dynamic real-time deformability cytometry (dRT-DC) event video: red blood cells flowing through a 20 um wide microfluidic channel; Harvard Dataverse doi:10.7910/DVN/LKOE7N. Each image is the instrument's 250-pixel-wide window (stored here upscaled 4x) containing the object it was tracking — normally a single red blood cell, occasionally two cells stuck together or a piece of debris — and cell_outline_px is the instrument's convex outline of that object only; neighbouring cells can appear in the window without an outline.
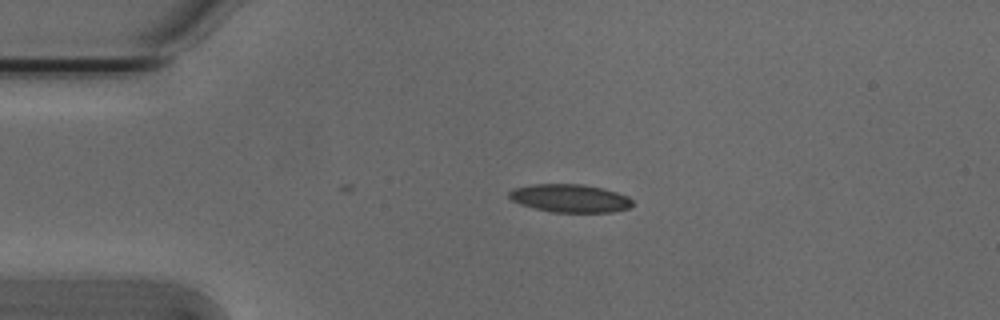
{"species": "Egyptian fruit bat (a non-hibernating species)", "species_latin": "Rousettus aegyptiacus", "temperature_condition": "cold", "stored_images_in_passage": 26, "camera_frame_rate_fps": 3000, "um_per_image_px": 0.085, "animal": {"sex": "male"}, "frame": {"image": 1, "passage_image": 1, "time_ms": 0.0, "image_size_px": [1000, 320], "cell_outline_px": [[632, 204], [628, 208], [612, 212], [552, 212], [520, 204], [512, 200], [508, 196], [508, 192], [512, 188], [532, 184], [580, 184], [604, 188], [628, 196], [632, 200]], "centroid_in_image_um": [48.43, 16.84], "position_along_channel_um": 36.6, "area_um2": 20.17}}
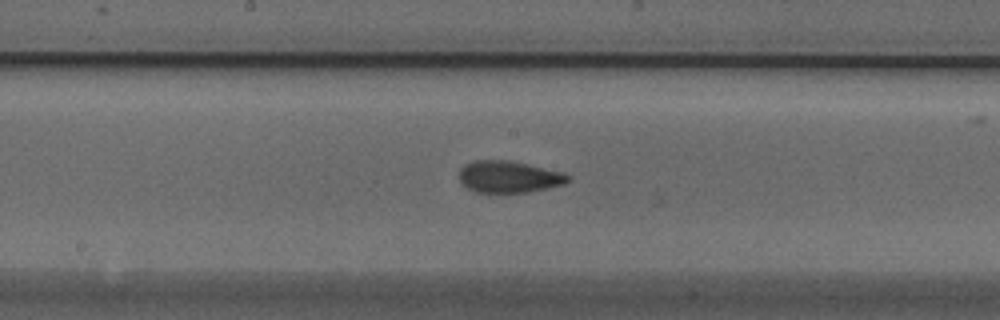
{"frame": {"image": 2, "passage_image": 17, "time_ms": 5.333, "image_size_px": [1000, 320], "cell_outline_px": [[572, 180], [564, 184], [548, 188], [528, 192], [476, 192], [460, 184], [460, 168], [464, 164], [476, 160], [504, 160], [564, 172], [572, 176]], "centroid_in_image_um": [43.27, 15.03], "position_along_channel_um": 204.9, "area_um2": 20.11}}
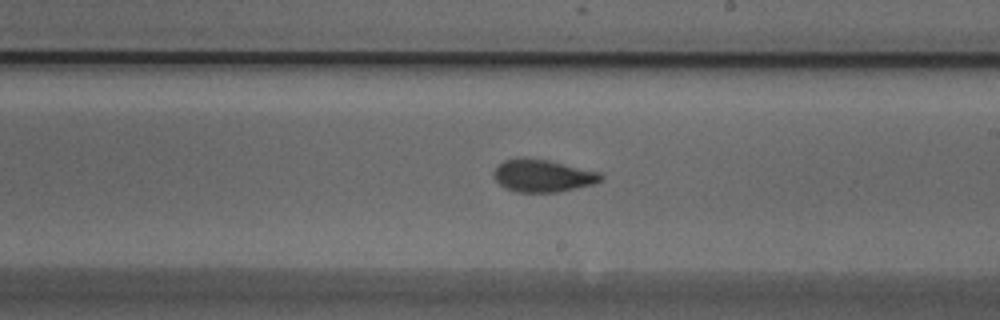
{"frame": {"image": 3, "passage_image": 20, "time_ms": 6.333, "image_size_px": [1000, 320], "cell_outline_px": [[604, 180], [592, 184], [576, 188], [556, 192], [516, 192], [504, 188], [492, 176], [492, 172], [504, 160], [548, 160], [600, 172], [604, 176]], "centroid_in_image_um": [46.16, 14.97], "position_along_channel_um": 242.8, "area_um2": 19.83}, "authors_computed_cell_mechanics": {"area_um2": 20.23, "velocity_mm_per_s": 3.8057, "shape_relaxation_time_tau1_ms": 6.7075, "shape_relaxation_time_tau2_ms": 1.9187, "deformation_change_tau1": 0.1731, "deformation_change_tau2": 0.0662}}